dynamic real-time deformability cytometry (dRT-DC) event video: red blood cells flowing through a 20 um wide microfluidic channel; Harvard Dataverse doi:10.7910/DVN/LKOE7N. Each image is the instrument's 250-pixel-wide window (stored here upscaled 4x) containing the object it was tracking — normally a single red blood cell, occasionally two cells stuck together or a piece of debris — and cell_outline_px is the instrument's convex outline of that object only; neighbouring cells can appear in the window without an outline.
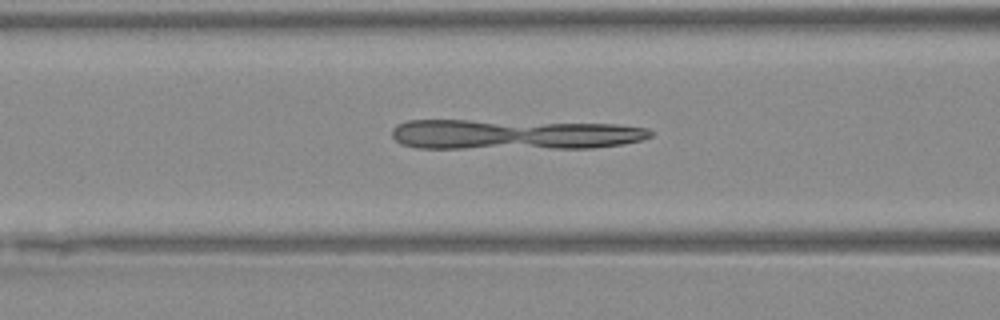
{"species": "Egyptian fruit bat (a non-hibernating species)", "species_latin": "Rousettus aegyptiacus", "temperature_condition": "warm", "stored_images_in_passage": 36, "camera_frame_rate_fps": 3000, "um_per_image_px": 0.085, "animal": {"sex": "female"}, "frame": {"image": 1, "passage_image": 16, "time_ms": 5.0, "image_size_px": [1000, 320], "cell_outline_px": [[652, 136], [640, 140], [624, 144], [592, 148], [416, 148], [404, 144], [396, 140], [392, 136], [392, 128], [396, 124], [408, 120], [468, 120], [616, 124], [648, 128], [652, 132]], "centroid_in_image_um": [43.68, 11.43], "position_along_channel_um": 122.9, "area_um2": 45.6}}